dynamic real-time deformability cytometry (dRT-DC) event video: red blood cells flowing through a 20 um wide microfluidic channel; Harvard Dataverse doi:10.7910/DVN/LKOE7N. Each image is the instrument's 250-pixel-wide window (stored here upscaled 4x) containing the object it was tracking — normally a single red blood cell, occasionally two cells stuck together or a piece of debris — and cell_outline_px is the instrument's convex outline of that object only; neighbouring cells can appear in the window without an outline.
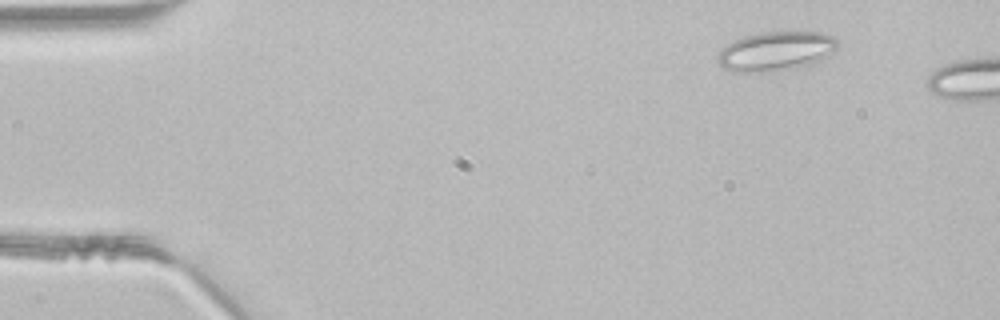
{"species": "common noctule bat (a hibernating species)", "species_latin": "Nyctalus noctula", "temperature_condition": "room temperature", "stored_images_in_passage": 5, "camera_frame_rate_fps": 3000, "um_per_image_px": 0.085, "animal": {"sex": "male", "body_mass_g": 21.5, "forearm_length_mm": 52.0}, "frame": {"image": 1, "passage_image": 2, "time_ms": 0.333, "image_size_px": [1000, 320], "cell_outline_px": [[840, 44], [824, 60], [804, 68], [764, 72], [732, 72], [724, 68], [716, 60], [716, 56], [732, 40], [744, 36], [760, 32], [800, 28], [804, 28], [836, 36], [840, 40]], "centroid_in_image_um": [66.06, 4.31], "position_along_channel_um": 18.9, "area_um2": 29.13}}